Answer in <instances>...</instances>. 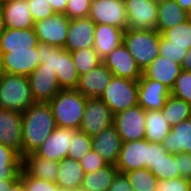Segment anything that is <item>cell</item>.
<instances>
[{
  "mask_svg": "<svg viewBox=\"0 0 191 191\" xmlns=\"http://www.w3.org/2000/svg\"><path fill=\"white\" fill-rule=\"evenodd\" d=\"M56 127L48 103L36 102L29 106L22 113V157L35 152Z\"/></svg>",
  "mask_w": 191,
  "mask_h": 191,
  "instance_id": "obj_1",
  "label": "cell"
},
{
  "mask_svg": "<svg viewBox=\"0 0 191 191\" xmlns=\"http://www.w3.org/2000/svg\"><path fill=\"white\" fill-rule=\"evenodd\" d=\"M86 100L87 98L76 89H62L48 102L56 125L79 130L85 113Z\"/></svg>",
  "mask_w": 191,
  "mask_h": 191,
  "instance_id": "obj_2",
  "label": "cell"
},
{
  "mask_svg": "<svg viewBox=\"0 0 191 191\" xmlns=\"http://www.w3.org/2000/svg\"><path fill=\"white\" fill-rule=\"evenodd\" d=\"M35 103L27 76L4 74L0 80V108L23 113Z\"/></svg>",
  "mask_w": 191,
  "mask_h": 191,
  "instance_id": "obj_3",
  "label": "cell"
},
{
  "mask_svg": "<svg viewBox=\"0 0 191 191\" xmlns=\"http://www.w3.org/2000/svg\"><path fill=\"white\" fill-rule=\"evenodd\" d=\"M123 44L141 70L159 55L160 33L157 30H130L123 33Z\"/></svg>",
  "mask_w": 191,
  "mask_h": 191,
  "instance_id": "obj_4",
  "label": "cell"
},
{
  "mask_svg": "<svg viewBox=\"0 0 191 191\" xmlns=\"http://www.w3.org/2000/svg\"><path fill=\"white\" fill-rule=\"evenodd\" d=\"M138 81L112 76L100 97L111 109L113 115L138 105Z\"/></svg>",
  "mask_w": 191,
  "mask_h": 191,
  "instance_id": "obj_5",
  "label": "cell"
},
{
  "mask_svg": "<svg viewBox=\"0 0 191 191\" xmlns=\"http://www.w3.org/2000/svg\"><path fill=\"white\" fill-rule=\"evenodd\" d=\"M114 115L101 98H87L79 131L90 137L113 125Z\"/></svg>",
  "mask_w": 191,
  "mask_h": 191,
  "instance_id": "obj_6",
  "label": "cell"
},
{
  "mask_svg": "<svg viewBox=\"0 0 191 191\" xmlns=\"http://www.w3.org/2000/svg\"><path fill=\"white\" fill-rule=\"evenodd\" d=\"M145 115L139 105L114 115L113 125L123 142L145 139Z\"/></svg>",
  "mask_w": 191,
  "mask_h": 191,
  "instance_id": "obj_7",
  "label": "cell"
},
{
  "mask_svg": "<svg viewBox=\"0 0 191 191\" xmlns=\"http://www.w3.org/2000/svg\"><path fill=\"white\" fill-rule=\"evenodd\" d=\"M88 17L96 24H107L124 31L128 27V17L124 0L92 1Z\"/></svg>",
  "mask_w": 191,
  "mask_h": 191,
  "instance_id": "obj_8",
  "label": "cell"
},
{
  "mask_svg": "<svg viewBox=\"0 0 191 191\" xmlns=\"http://www.w3.org/2000/svg\"><path fill=\"white\" fill-rule=\"evenodd\" d=\"M130 30H156L158 1L124 0Z\"/></svg>",
  "mask_w": 191,
  "mask_h": 191,
  "instance_id": "obj_9",
  "label": "cell"
},
{
  "mask_svg": "<svg viewBox=\"0 0 191 191\" xmlns=\"http://www.w3.org/2000/svg\"><path fill=\"white\" fill-rule=\"evenodd\" d=\"M70 19L65 14L55 13L34 23L39 43L64 48Z\"/></svg>",
  "mask_w": 191,
  "mask_h": 191,
  "instance_id": "obj_10",
  "label": "cell"
},
{
  "mask_svg": "<svg viewBox=\"0 0 191 191\" xmlns=\"http://www.w3.org/2000/svg\"><path fill=\"white\" fill-rule=\"evenodd\" d=\"M77 131L57 126L34 153L56 162L62 161L67 158L69 145Z\"/></svg>",
  "mask_w": 191,
  "mask_h": 191,
  "instance_id": "obj_11",
  "label": "cell"
},
{
  "mask_svg": "<svg viewBox=\"0 0 191 191\" xmlns=\"http://www.w3.org/2000/svg\"><path fill=\"white\" fill-rule=\"evenodd\" d=\"M149 142L146 139L123 142L115 164L120 173L147 168Z\"/></svg>",
  "mask_w": 191,
  "mask_h": 191,
  "instance_id": "obj_12",
  "label": "cell"
},
{
  "mask_svg": "<svg viewBox=\"0 0 191 191\" xmlns=\"http://www.w3.org/2000/svg\"><path fill=\"white\" fill-rule=\"evenodd\" d=\"M112 75L138 81L142 70L122 43L102 59Z\"/></svg>",
  "mask_w": 191,
  "mask_h": 191,
  "instance_id": "obj_13",
  "label": "cell"
},
{
  "mask_svg": "<svg viewBox=\"0 0 191 191\" xmlns=\"http://www.w3.org/2000/svg\"><path fill=\"white\" fill-rule=\"evenodd\" d=\"M170 95L171 90L159 81L143 76L138 79V105L144 110H161Z\"/></svg>",
  "mask_w": 191,
  "mask_h": 191,
  "instance_id": "obj_14",
  "label": "cell"
},
{
  "mask_svg": "<svg viewBox=\"0 0 191 191\" xmlns=\"http://www.w3.org/2000/svg\"><path fill=\"white\" fill-rule=\"evenodd\" d=\"M95 25L96 23L89 17L70 20L64 48L72 52L94 47Z\"/></svg>",
  "mask_w": 191,
  "mask_h": 191,
  "instance_id": "obj_15",
  "label": "cell"
},
{
  "mask_svg": "<svg viewBox=\"0 0 191 191\" xmlns=\"http://www.w3.org/2000/svg\"><path fill=\"white\" fill-rule=\"evenodd\" d=\"M28 81L35 102L48 103L62 90L56 72L38 67L28 76Z\"/></svg>",
  "mask_w": 191,
  "mask_h": 191,
  "instance_id": "obj_16",
  "label": "cell"
},
{
  "mask_svg": "<svg viewBox=\"0 0 191 191\" xmlns=\"http://www.w3.org/2000/svg\"><path fill=\"white\" fill-rule=\"evenodd\" d=\"M0 143L22 156V113L0 108Z\"/></svg>",
  "mask_w": 191,
  "mask_h": 191,
  "instance_id": "obj_17",
  "label": "cell"
},
{
  "mask_svg": "<svg viewBox=\"0 0 191 191\" xmlns=\"http://www.w3.org/2000/svg\"><path fill=\"white\" fill-rule=\"evenodd\" d=\"M4 27L8 29H27L34 27L28 0H5L0 3Z\"/></svg>",
  "mask_w": 191,
  "mask_h": 191,
  "instance_id": "obj_18",
  "label": "cell"
},
{
  "mask_svg": "<svg viewBox=\"0 0 191 191\" xmlns=\"http://www.w3.org/2000/svg\"><path fill=\"white\" fill-rule=\"evenodd\" d=\"M112 76L109 68L102 62L96 68L79 76L76 90L86 98H100Z\"/></svg>",
  "mask_w": 191,
  "mask_h": 191,
  "instance_id": "obj_19",
  "label": "cell"
},
{
  "mask_svg": "<svg viewBox=\"0 0 191 191\" xmlns=\"http://www.w3.org/2000/svg\"><path fill=\"white\" fill-rule=\"evenodd\" d=\"M6 74L29 76L40 64L37 48L1 54Z\"/></svg>",
  "mask_w": 191,
  "mask_h": 191,
  "instance_id": "obj_20",
  "label": "cell"
},
{
  "mask_svg": "<svg viewBox=\"0 0 191 191\" xmlns=\"http://www.w3.org/2000/svg\"><path fill=\"white\" fill-rule=\"evenodd\" d=\"M181 71L182 66L179 63L158 55L144 70H142V76L144 78L159 81L171 90Z\"/></svg>",
  "mask_w": 191,
  "mask_h": 191,
  "instance_id": "obj_21",
  "label": "cell"
},
{
  "mask_svg": "<svg viewBox=\"0 0 191 191\" xmlns=\"http://www.w3.org/2000/svg\"><path fill=\"white\" fill-rule=\"evenodd\" d=\"M38 44L34 27L27 29L5 28L0 38V54L37 48Z\"/></svg>",
  "mask_w": 191,
  "mask_h": 191,
  "instance_id": "obj_22",
  "label": "cell"
},
{
  "mask_svg": "<svg viewBox=\"0 0 191 191\" xmlns=\"http://www.w3.org/2000/svg\"><path fill=\"white\" fill-rule=\"evenodd\" d=\"M122 139L114 125L92 137V148L108 163L116 164L122 147Z\"/></svg>",
  "mask_w": 191,
  "mask_h": 191,
  "instance_id": "obj_23",
  "label": "cell"
},
{
  "mask_svg": "<svg viewBox=\"0 0 191 191\" xmlns=\"http://www.w3.org/2000/svg\"><path fill=\"white\" fill-rule=\"evenodd\" d=\"M23 171L34 178L56 182L59 162L28 153L22 157Z\"/></svg>",
  "mask_w": 191,
  "mask_h": 191,
  "instance_id": "obj_24",
  "label": "cell"
},
{
  "mask_svg": "<svg viewBox=\"0 0 191 191\" xmlns=\"http://www.w3.org/2000/svg\"><path fill=\"white\" fill-rule=\"evenodd\" d=\"M124 30L107 24H96L94 50L103 59L123 43Z\"/></svg>",
  "mask_w": 191,
  "mask_h": 191,
  "instance_id": "obj_25",
  "label": "cell"
},
{
  "mask_svg": "<svg viewBox=\"0 0 191 191\" xmlns=\"http://www.w3.org/2000/svg\"><path fill=\"white\" fill-rule=\"evenodd\" d=\"M162 145L171 154H191V118L172 126Z\"/></svg>",
  "mask_w": 191,
  "mask_h": 191,
  "instance_id": "obj_26",
  "label": "cell"
},
{
  "mask_svg": "<svg viewBox=\"0 0 191 191\" xmlns=\"http://www.w3.org/2000/svg\"><path fill=\"white\" fill-rule=\"evenodd\" d=\"M190 18V14L182 9L176 0L158 1L156 30L163 31L175 27Z\"/></svg>",
  "mask_w": 191,
  "mask_h": 191,
  "instance_id": "obj_27",
  "label": "cell"
},
{
  "mask_svg": "<svg viewBox=\"0 0 191 191\" xmlns=\"http://www.w3.org/2000/svg\"><path fill=\"white\" fill-rule=\"evenodd\" d=\"M85 171L78 160L64 158L59 162L56 184L59 187L76 190L81 186Z\"/></svg>",
  "mask_w": 191,
  "mask_h": 191,
  "instance_id": "obj_28",
  "label": "cell"
},
{
  "mask_svg": "<svg viewBox=\"0 0 191 191\" xmlns=\"http://www.w3.org/2000/svg\"><path fill=\"white\" fill-rule=\"evenodd\" d=\"M161 110H149L145 115V139L150 143H162L171 130Z\"/></svg>",
  "mask_w": 191,
  "mask_h": 191,
  "instance_id": "obj_29",
  "label": "cell"
},
{
  "mask_svg": "<svg viewBox=\"0 0 191 191\" xmlns=\"http://www.w3.org/2000/svg\"><path fill=\"white\" fill-rule=\"evenodd\" d=\"M22 170V156L0 143V180H18Z\"/></svg>",
  "mask_w": 191,
  "mask_h": 191,
  "instance_id": "obj_30",
  "label": "cell"
},
{
  "mask_svg": "<svg viewBox=\"0 0 191 191\" xmlns=\"http://www.w3.org/2000/svg\"><path fill=\"white\" fill-rule=\"evenodd\" d=\"M118 172L114 164H107L105 167L95 172L86 173L81 187L89 191H108Z\"/></svg>",
  "mask_w": 191,
  "mask_h": 191,
  "instance_id": "obj_31",
  "label": "cell"
},
{
  "mask_svg": "<svg viewBox=\"0 0 191 191\" xmlns=\"http://www.w3.org/2000/svg\"><path fill=\"white\" fill-rule=\"evenodd\" d=\"M56 76L61 89H76L80 75L73 63L70 51L65 48H60V65Z\"/></svg>",
  "mask_w": 191,
  "mask_h": 191,
  "instance_id": "obj_32",
  "label": "cell"
},
{
  "mask_svg": "<svg viewBox=\"0 0 191 191\" xmlns=\"http://www.w3.org/2000/svg\"><path fill=\"white\" fill-rule=\"evenodd\" d=\"M161 112L167 123L174 126L191 118V104L170 95Z\"/></svg>",
  "mask_w": 191,
  "mask_h": 191,
  "instance_id": "obj_33",
  "label": "cell"
},
{
  "mask_svg": "<svg viewBox=\"0 0 191 191\" xmlns=\"http://www.w3.org/2000/svg\"><path fill=\"white\" fill-rule=\"evenodd\" d=\"M70 53L79 75L91 71L103 62L93 47L75 50Z\"/></svg>",
  "mask_w": 191,
  "mask_h": 191,
  "instance_id": "obj_34",
  "label": "cell"
},
{
  "mask_svg": "<svg viewBox=\"0 0 191 191\" xmlns=\"http://www.w3.org/2000/svg\"><path fill=\"white\" fill-rule=\"evenodd\" d=\"M129 179L133 191H156L158 179L148 169H136L124 173Z\"/></svg>",
  "mask_w": 191,
  "mask_h": 191,
  "instance_id": "obj_35",
  "label": "cell"
},
{
  "mask_svg": "<svg viewBox=\"0 0 191 191\" xmlns=\"http://www.w3.org/2000/svg\"><path fill=\"white\" fill-rule=\"evenodd\" d=\"M37 55L39 60L38 68L59 72L60 65V48L49 44L39 43L37 45Z\"/></svg>",
  "mask_w": 191,
  "mask_h": 191,
  "instance_id": "obj_36",
  "label": "cell"
},
{
  "mask_svg": "<svg viewBox=\"0 0 191 191\" xmlns=\"http://www.w3.org/2000/svg\"><path fill=\"white\" fill-rule=\"evenodd\" d=\"M161 36L169 40L170 45L184 46L189 50L191 48V18L163 31Z\"/></svg>",
  "mask_w": 191,
  "mask_h": 191,
  "instance_id": "obj_37",
  "label": "cell"
},
{
  "mask_svg": "<svg viewBox=\"0 0 191 191\" xmlns=\"http://www.w3.org/2000/svg\"><path fill=\"white\" fill-rule=\"evenodd\" d=\"M150 171L158 180H167L180 177L176 154L167 153L153 165Z\"/></svg>",
  "mask_w": 191,
  "mask_h": 191,
  "instance_id": "obj_38",
  "label": "cell"
},
{
  "mask_svg": "<svg viewBox=\"0 0 191 191\" xmlns=\"http://www.w3.org/2000/svg\"><path fill=\"white\" fill-rule=\"evenodd\" d=\"M92 149V137L86 133L77 131L69 145L67 158L80 160L83 155Z\"/></svg>",
  "mask_w": 191,
  "mask_h": 191,
  "instance_id": "obj_39",
  "label": "cell"
},
{
  "mask_svg": "<svg viewBox=\"0 0 191 191\" xmlns=\"http://www.w3.org/2000/svg\"><path fill=\"white\" fill-rule=\"evenodd\" d=\"M20 179L23 181L25 191H74L73 189L59 187L55 182L31 177L23 170Z\"/></svg>",
  "mask_w": 191,
  "mask_h": 191,
  "instance_id": "obj_40",
  "label": "cell"
},
{
  "mask_svg": "<svg viewBox=\"0 0 191 191\" xmlns=\"http://www.w3.org/2000/svg\"><path fill=\"white\" fill-rule=\"evenodd\" d=\"M171 95L191 104V71H181L171 89Z\"/></svg>",
  "mask_w": 191,
  "mask_h": 191,
  "instance_id": "obj_41",
  "label": "cell"
},
{
  "mask_svg": "<svg viewBox=\"0 0 191 191\" xmlns=\"http://www.w3.org/2000/svg\"><path fill=\"white\" fill-rule=\"evenodd\" d=\"M187 51L184 46L170 45V41L160 34L159 55L174 60L181 65Z\"/></svg>",
  "mask_w": 191,
  "mask_h": 191,
  "instance_id": "obj_42",
  "label": "cell"
},
{
  "mask_svg": "<svg viewBox=\"0 0 191 191\" xmlns=\"http://www.w3.org/2000/svg\"><path fill=\"white\" fill-rule=\"evenodd\" d=\"M90 4V0H68L64 14L70 20L88 17Z\"/></svg>",
  "mask_w": 191,
  "mask_h": 191,
  "instance_id": "obj_43",
  "label": "cell"
},
{
  "mask_svg": "<svg viewBox=\"0 0 191 191\" xmlns=\"http://www.w3.org/2000/svg\"><path fill=\"white\" fill-rule=\"evenodd\" d=\"M28 4L34 22L55 14L52 6L47 0H28Z\"/></svg>",
  "mask_w": 191,
  "mask_h": 191,
  "instance_id": "obj_44",
  "label": "cell"
},
{
  "mask_svg": "<svg viewBox=\"0 0 191 191\" xmlns=\"http://www.w3.org/2000/svg\"><path fill=\"white\" fill-rule=\"evenodd\" d=\"M79 162L85 173L95 172L108 164L93 148Z\"/></svg>",
  "mask_w": 191,
  "mask_h": 191,
  "instance_id": "obj_45",
  "label": "cell"
},
{
  "mask_svg": "<svg viewBox=\"0 0 191 191\" xmlns=\"http://www.w3.org/2000/svg\"><path fill=\"white\" fill-rule=\"evenodd\" d=\"M156 191H191V180L183 177L158 180Z\"/></svg>",
  "mask_w": 191,
  "mask_h": 191,
  "instance_id": "obj_46",
  "label": "cell"
},
{
  "mask_svg": "<svg viewBox=\"0 0 191 191\" xmlns=\"http://www.w3.org/2000/svg\"><path fill=\"white\" fill-rule=\"evenodd\" d=\"M168 152L164 149L162 143H150L149 142V155L147 161V168L150 170L153 165L158 162Z\"/></svg>",
  "mask_w": 191,
  "mask_h": 191,
  "instance_id": "obj_47",
  "label": "cell"
},
{
  "mask_svg": "<svg viewBox=\"0 0 191 191\" xmlns=\"http://www.w3.org/2000/svg\"><path fill=\"white\" fill-rule=\"evenodd\" d=\"M176 161L179 166L180 177L191 180V154L189 153L176 154Z\"/></svg>",
  "mask_w": 191,
  "mask_h": 191,
  "instance_id": "obj_48",
  "label": "cell"
},
{
  "mask_svg": "<svg viewBox=\"0 0 191 191\" xmlns=\"http://www.w3.org/2000/svg\"><path fill=\"white\" fill-rule=\"evenodd\" d=\"M108 191H133V188L131 187L127 176L124 173L118 172L115 175Z\"/></svg>",
  "mask_w": 191,
  "mask_h": 191,
  "instance_id": "obj_49",
  "label": "cell"
},
{
  "mask_svg": "<svg viewBox=\"0 0 191 191\" xmlns=\"http://www.w3.org/2000/svg\"><path fill=\"white\" fill-rule=\"evenodd\" d=\"M55 13L64 14L68 0H47Z\"/></svg>",
  "mask_w": 191,
  "mask_h": 191,
  "instance_id": "obj_50",
  "label": "cell"
},
{
  "mask_svg": "<svg viewBox=\"0 0 191 191\" xmlns=\"http://www.w3.org/2000/svg\"><path fill=\"white\" fill-rule=\"evenodd\" d=\"M182 70L191 71V48L187 51L182 63Z\"/></svg>",
  "mask_w": 191,
  "mask_h": 191,
  "instance_id": "obj_51",
  "label": "cell"
},
{
  "mask_svg": "<svg viewBox=\"0 0 191 191\" xmlns=\"http://www.w3.org/2000/svg\"><path fill=\"white\" fill-rule=\"evenodd\" d=\"M17 180H0V191H9Z\"/></svg>",
  "mask_w": 191,
  "mask_h": 191,
  "instance_id": "obj_52",
  "label": "cell"
},
{
  "mask_svg": "<svg viewBox=\"0 0 191 191\" xmlns=\"http://www.w3.org/2000/svg\"><path fill=\"white\" fill-rule=\"evenodd\" d=\"M182 9L191 14V0H176Z\"/></svg>",
  "mask_w": 191,
  "mask_h": 191,
  "instance_id": "obj_53",
  "label": "cell"
},
{
  "mask_svg": "<svg viewBox=\"0 0 191 191\" xmlns=\"http://www.w3.org/2000/svg\"><path fill=\"white\" fill-rule=\"evenodd\" d=\"M9 191H25L23 181L19 178L9 189Z\"/></svg>",
  "mask_w": 191,
  "mask_h": 191,
  "instance_id": "obj_54",
  "label": "cell"
},
{
  "mask_svg": "<svg viewBox=\"0 0 191 191\" xmlns=\"http://www.w3.org/2000/svg\"><path fill=\"white\" fill-rule=\"evenodd\" d=\"M4 20H3V17H2V14H1V11H0V38L4 32Z\"/></svg>",
  "mask_w": 191,
  "mask_h": 191,
  "instance_id": "obj_55",
  "label": "cell"
},
{
  "mask_svg": "<svg viewBox=\"0 0 191 191\" xmlns=\"http://www.w3.org/2000/svg\"><path fill=\"white\" fill-rule=\"evenodd\" d=\"M5 72H4V68H3V61H2V56L0 54V80L3 78Z\"/></svg>",
  "mask_w": 191,
  "mask_h": 191,
  "instance_id": "obj_56",
  "label": "cell"
},
{
  "mask_svg": "<svg viewBox=\"0 0 191 191\" xmlns=\"http://www.w3.org/2000/svg\"><path fill=\"white\" fill-rule=\"evenodd\" d=\"M74 191H89V190H87V189H85V188L79 186V187H78L76 190H74Z\"/></svg>",
  "mask_w": 191,
  "mask_h": 191,
  "instance_id": "obj_57",
  "label": "cell"
}]
</instances>
